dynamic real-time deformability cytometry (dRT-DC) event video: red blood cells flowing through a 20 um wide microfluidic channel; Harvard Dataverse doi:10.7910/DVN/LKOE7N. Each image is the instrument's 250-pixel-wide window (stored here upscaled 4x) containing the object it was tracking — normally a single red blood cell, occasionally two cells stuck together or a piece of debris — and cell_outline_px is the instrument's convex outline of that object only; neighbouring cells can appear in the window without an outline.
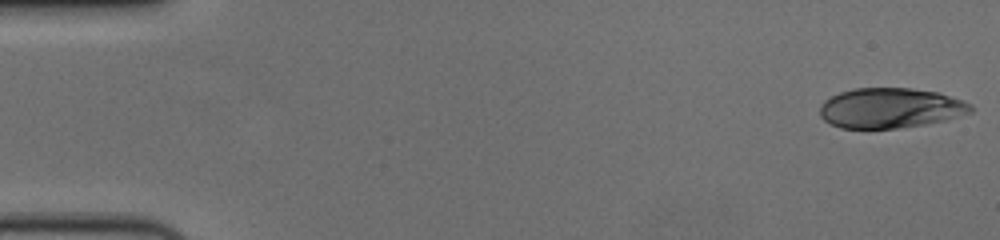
{"species": "human", "species_latin": "Homo sapiens", "temperature_condition": "cold", "stored_images_in_passage": 56, "camera_frame_rate_fps": 3000, "um_per_image_px": 0.085, "donor": {"sex": "female"}, "frame": {"image": 1, "passage_image": 1, "time_ms": 0.0, "image_size_px": [1000, 240], "cell_outline_px": [[972, 112], [948, 120], [924, 124], [896, 128], [840, 128], [824, 120], [820, 116], [820, 104], [824, 100], [840, 92], [852, 88], [912, 88], [940, 92], [972, 104]], "centroid_in_image_um": [75.69, 9.17], "position_along_channel_um": 9.3, "area_um2": 35.43}}
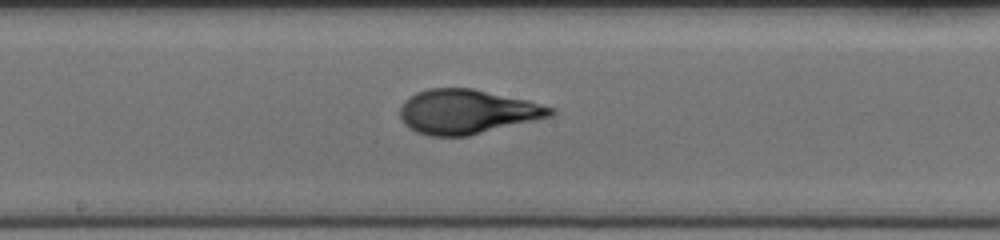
{"frame": {"image": 2, "passage_image": 30, "time_ms": 9.667, "image_size_px": [1000, 240], "cell_outline_px": [[556, 112], [552, 116], [468, 136], [428, 136], [416, 132], [408, 128], [404, 124], [400, 116], [400, 108], [404, 100], [416, 92], [428, 88], [472, 88], [528, 100], [556, 108]], "centroid_in_image_um": [39.69, 9.49], "position_along_channel_um": 208.5, "area_um2": 39.13}}
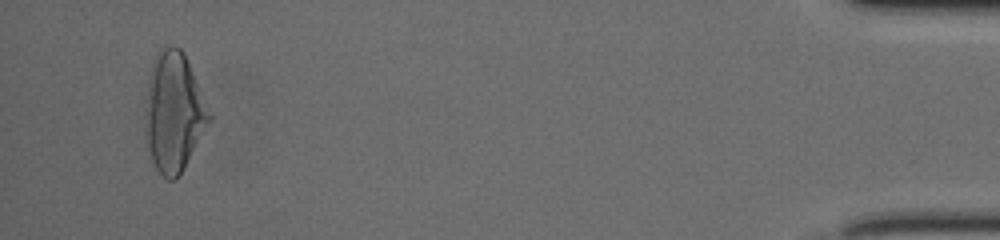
{"frame": {"image": 3, "passage_image": 54, "time_ms": 17.667, "image_size_px": [1000, 240], "cell_outline_px": [[212, 116], [176, 180], [168, 180], [156, 168], [152, 160], [144, 136], [144, 132], [148, 88], [152, 64], [156, 52], [164, 44], [172, 44], [180, 48], [184, 52]], "centroid_in_image_um": [14.75, 9.48], "position_along_channel_um": 420.5, "area_um2": 43.81}, "authors_computed_cell_mechanics": {"area_um2": 38.2636, "velocity_mm_per_s": 3.6393, "shape_relaxation_time_tau1_ms": 5.0006, "shape_relaxation_time_tau2_ms": 0.7784, "deformation_change_tau1": 0.2256, "deformation_change_tau2": 0.0642}}